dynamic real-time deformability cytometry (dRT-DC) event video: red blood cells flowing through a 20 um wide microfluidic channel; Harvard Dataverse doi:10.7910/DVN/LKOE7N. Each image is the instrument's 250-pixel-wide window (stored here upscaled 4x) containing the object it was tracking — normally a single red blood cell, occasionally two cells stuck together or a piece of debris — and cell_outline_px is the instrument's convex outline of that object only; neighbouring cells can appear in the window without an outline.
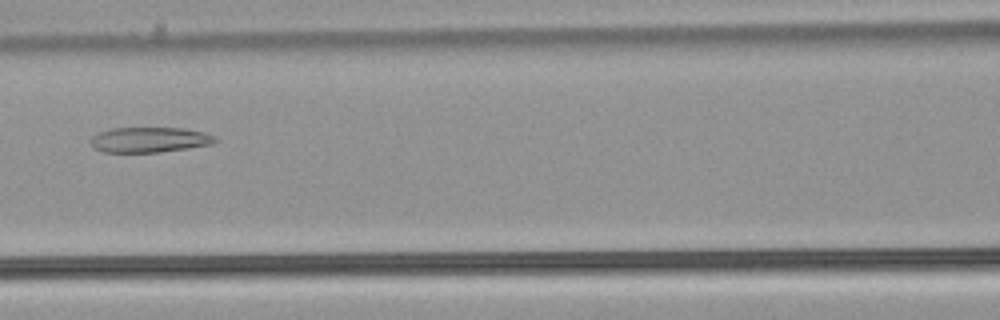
{"species": "common noctule bat (a hibernating species)", "species_latin": "Nyctalus noctula", "temperature_condition": "warm", "stored_images_in_passage": 37, "camera_frame_rate_fps": 3000, "um_per_image_px": 0.085, "animal": {"sex": "male", "body_mass_g": 21.5, "forearm_length_mm": 52.0}, "frame": {"image": 1, "passage_image": 13, "time_ms": 4.0, "image_size_px": [1000, 320], "cell_outline_px": [[220, 140], [212, 144], [188, 148], [160, 152], [104, 152], [96, 148], [92, 144], [92, 136], [100, 132], [112, 128], [184, 128], [204, 132], [216, 136]], "centroid_in_image_um": [12.78, 11.87], "position_along_channel_um": 153.8, "area_um2": 18.26}}
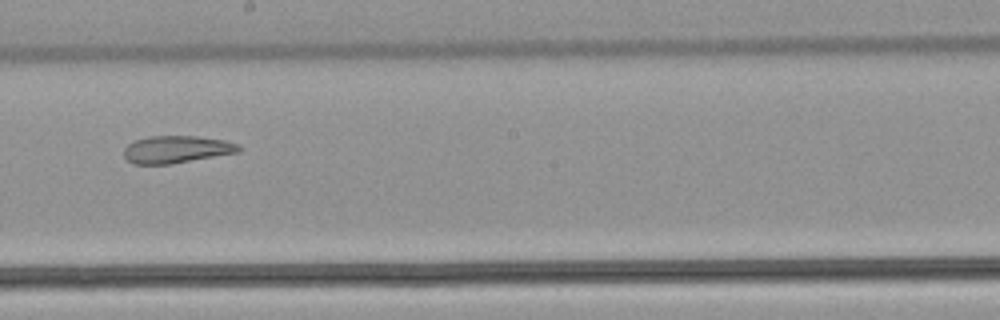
{"frame": {"image": 2, "passage_image": 19, "time_ms": 6.0, "image_size_px": [1000, 320], "cell_outline_px": [[244, 148], [240, 152], [172, 164], [132, 164], [124, 156], [124, 148], [128, 144], [136, 140], [148, 136], [196, 136], [224, 140], [240, 144]], "centroid_in_image_um": [15.05, 12.7], "position_along_channel_um": 233.2, "area_um2": 18.5}}
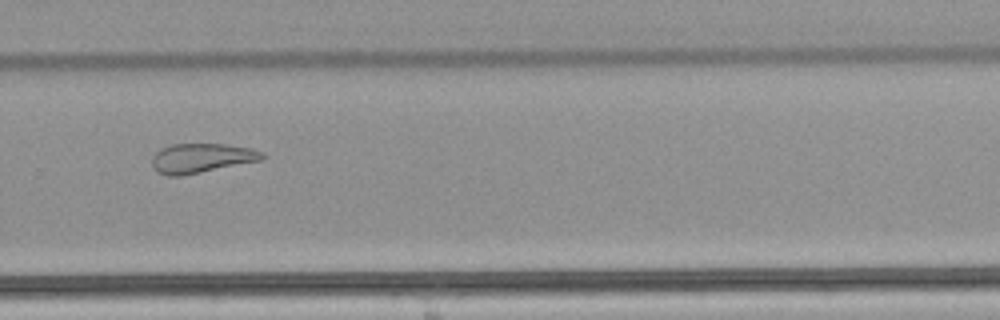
{"frame": {"image": 3, "passage_image": 25, "time_ms": 8.0, "image_size_px": [1000, 320], "cell_outline_px": [[268, 156], [260, 160], [180, 176], [168, 176], [156, 172], [152, 164], [152, 156], [160, 148], [172, 144], [224, 144], [248, 148], [264, 152]], "centroid_in_image_um": [17.09, 13.43], "position_along_channel_um": 312.7, "area_um2": 18.79}, "authors_computed_cell_mechanics": {"area_um2": 18.785, "velocity_mm_per_s": 3.9859, "shape_relaxation_time_tau1_ms": null, "shape_relaxation_time_tau2_ms": 4.184, "deformation_change_tau1": null, "deformation_change_tau2": 0.1479}}